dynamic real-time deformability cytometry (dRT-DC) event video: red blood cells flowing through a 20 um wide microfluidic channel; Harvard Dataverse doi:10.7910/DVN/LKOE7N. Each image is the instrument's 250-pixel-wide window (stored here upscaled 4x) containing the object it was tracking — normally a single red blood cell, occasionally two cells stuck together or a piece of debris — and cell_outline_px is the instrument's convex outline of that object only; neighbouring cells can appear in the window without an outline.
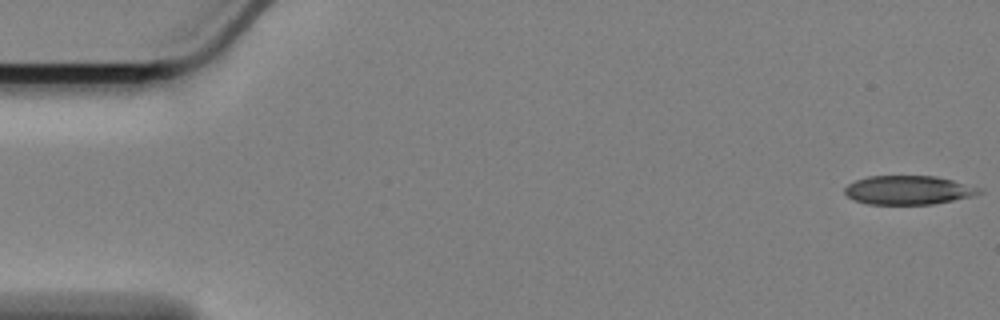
{"species": "Egyptian fruit bat (a non-hibernating species)", "species_latin": "Rousettus aegyptiacus", "temperature_condition": "cold", "stored_images_in_passage": 58, "camera_frame_rate_fps": 3000, "um_per_image_px": 0.085, "animal": {"sex": "female"}, "frame": {"image": 1, "passage_image": 1, "time_ms": 0.0, "image_size_px": [1000, 320], "cell_outline_px": [[984, 192], [972, 196], [932, 204], [868, 204], [852, 200], [844, 192], [844, 188], [848, 184], [856, 180], [868, 176], [936, 176], [952, 180]], "centroid_in_image_um": [77.11, 16.16], "position_along_channel_um": 7.9, "area_um2": 22.25}}
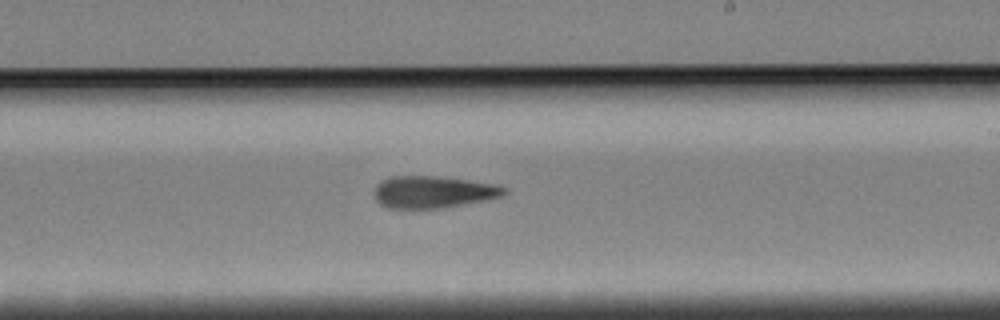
{"frame": {"image": 2, "passage_image": 34, "time_ms": 11.0, "image_size_px": [1000, 320], "cell_outline_px": [[508, 192], [500, 196], [484, 200], [440, 208], [388, 208], [380, 204], [376, 200], [376, 188], [380, 180], [388, 176], [436, 176], [468, 180], [496, 184], [508, 188]], "centroid_in_image_um": [36.82, 16.3], "position_along_channel_um": 252.2, "area_um2": 24.1}}
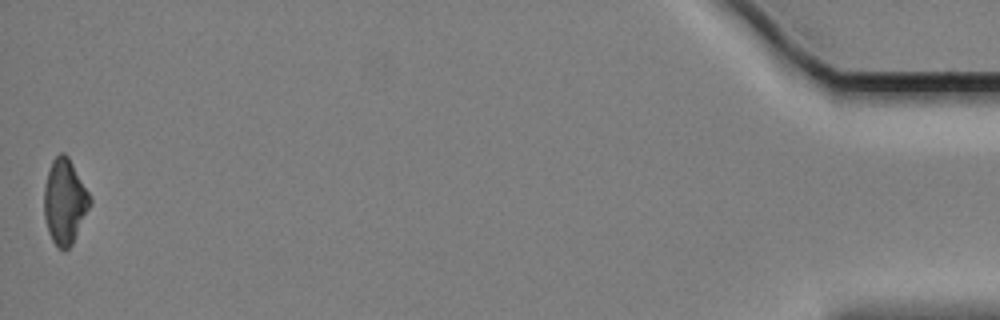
{"frame": {"image": 3, "passage_image": 58, "time_ms": 19.0, "image_size_px": [1000, 320], "cell_outline_px": [[92, 204], [72, 244], [64, 252], [56, 248], [48, 232], [44, 216], [44, 188], [48, 172], [52, 160], [60, 152], [64, 152], [68, 156], [88, 192], [92, 200]], "centroid_in_image_um": [5.5, 17.17], "position_along_channel_um": 429.7, "area_um2": 22.83}}